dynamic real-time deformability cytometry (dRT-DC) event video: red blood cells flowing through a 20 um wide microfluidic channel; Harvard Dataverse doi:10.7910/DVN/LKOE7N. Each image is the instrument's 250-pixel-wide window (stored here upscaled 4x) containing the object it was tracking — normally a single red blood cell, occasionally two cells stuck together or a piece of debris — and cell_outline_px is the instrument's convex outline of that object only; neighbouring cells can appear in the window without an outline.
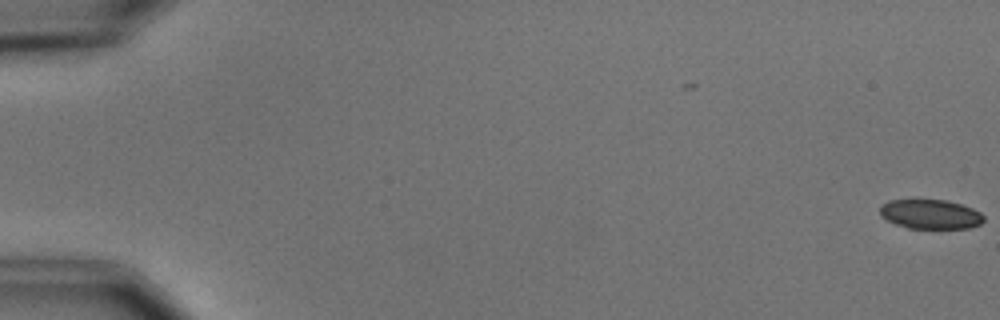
{"species": "common noctule bat (a hibernating species)", "species_latin": "Nyctalus noctula", "temperature_condition": "cold", "stored_images_in_passage": 50, "camera_frame_rate_fps": 3000, "um_per_image_px": 0.085, "animal": {"sex": "male", "body_mass_g": 15.6}, "frame": {"image": 1, "passage_image": 1, "time_ms": 0.0, "image_size_px": [1000, 320], "cell_outline_px": [[984, 220], [980, 224], [968, 228], [908, 228], [896, 224], [880, 216], [880, 204], [888, 200], [944, 200], [960, 204], [972, 208], [980, 212], [984, 216]], "centroid_in_image_um": [79.07, 18.2], "position_along_channel_um": 5.9, "area_um2": 17.74}}
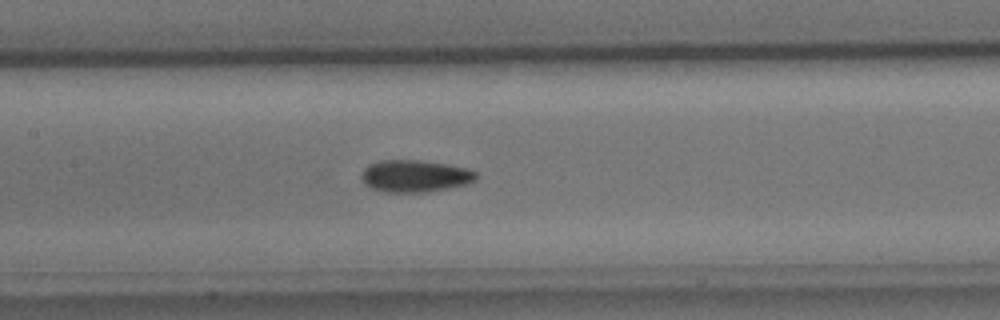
{"frame": {"image": 2, "passage_image": 28, "time_ms": 9.0, "image_size_px": [1000, 320], "cell_outline_px": [[476, 180], [464, 184], [448, 188], [428, 192], [384, 192], [372, 188], [364, 184], [360, 176], [364, 168], [368, 164], [380, 160], [420, 160], [468, 168], [476, 172]], "centroid_in_image_um": [35.23, 14.96], "position_along_channel_um": 172.2, "area_um2": 21.44}}
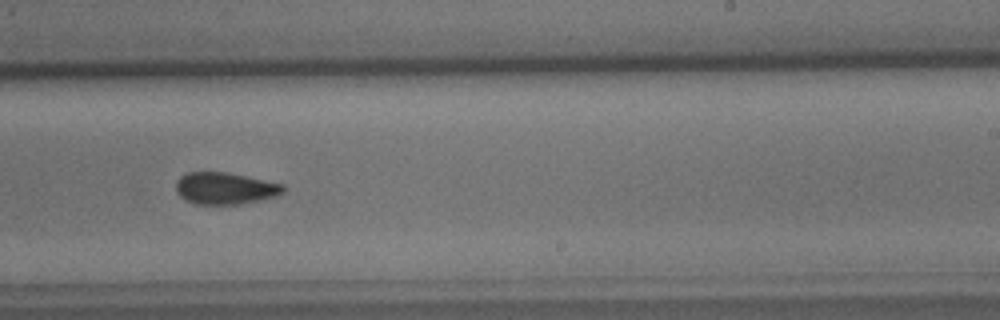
{"frame": {"image": 3, "passage_image": 36, "time_ms": 11.667, "image_size_px": [1000, 320], "cell_outline_px": [[284, 192], [276, 196], [260, 200], [240, 204], [196, 204], [184, 200], [176, 192], [176, 180], [180, 176], [188, 172], [228, 172], [284, 184]], "centroid_in_image_um": [19.11, 16.0], "position_along_channel_um": 269.9, "area_um2": 20.06}, "authors_computed_cell_mechanics": {"area_um2": 20.1144, "velocity_mm_per_s": 3.6757, "shape_relaxation_time_tau1_ms": 3.6724, "shape_relaxation_time_tau2_ms": 2.47, "deformation_change_tau1": 0.1061, "deformation_change_tau2": 0.0568}}